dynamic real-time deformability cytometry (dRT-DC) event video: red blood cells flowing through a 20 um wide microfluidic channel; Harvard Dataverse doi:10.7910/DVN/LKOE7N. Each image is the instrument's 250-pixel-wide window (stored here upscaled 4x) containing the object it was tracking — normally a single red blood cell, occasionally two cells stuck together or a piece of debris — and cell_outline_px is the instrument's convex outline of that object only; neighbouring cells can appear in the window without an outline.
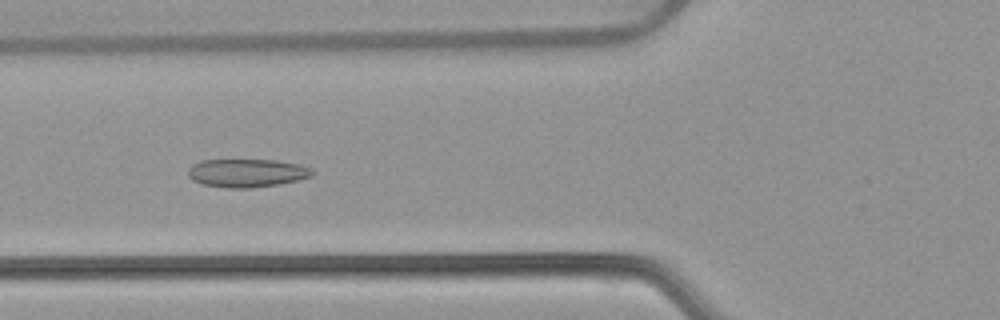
{"species": "common noctule bat (a hibernating species)", "species_latin": "Nyctalus noctula", "temperature_condition": "warm", "stored_images_in_passage": 54, "camera_frame_rate_fps": 3000, "um_per_image_px": 0.085, "animal": {"sex": "female", "body_mass_g": 22.7, "forearm_length_mm": 54.2}, "frame": {"image": 1, "passage_image": 20, "time_ms": 6.333, "image_size_px": [1000, 320], "cell_outline_px": [[316, 172], [312, 176], [300, 180], [276, 184], [248, 188], [228, 188], [204, 184], [192, 180], [188, 176], [188, 168], [192, 164], [200, 160], [276, 160], [300, 164], [312, 168]], "centroid_in_image_um": [21.01, 14.69], "position_along_channel_um": 104.8, "area_um2": 20.58}}
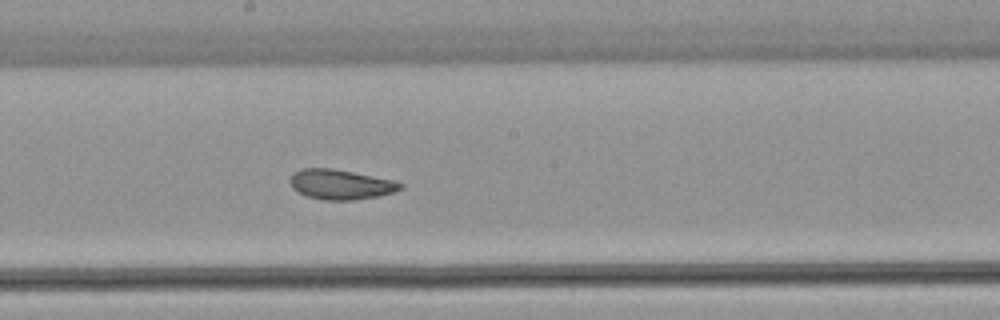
{"frame": {"image": 2, "passage_image": 29, "time_ms": 9.333, "image_size_px": [1000, 320], "cell_outline_px": [[404, 188], [380, 196], [352, 200], [324, 200], [308, 196], [296, 192], [292, 188], [288, 180], [300, 168], [332, 168], [396, 180], [404, 184]], "centroid_in_image_um": [28.97, 15.67], "position_along_channel_um": 219.2, "area_um2": 19.42}}
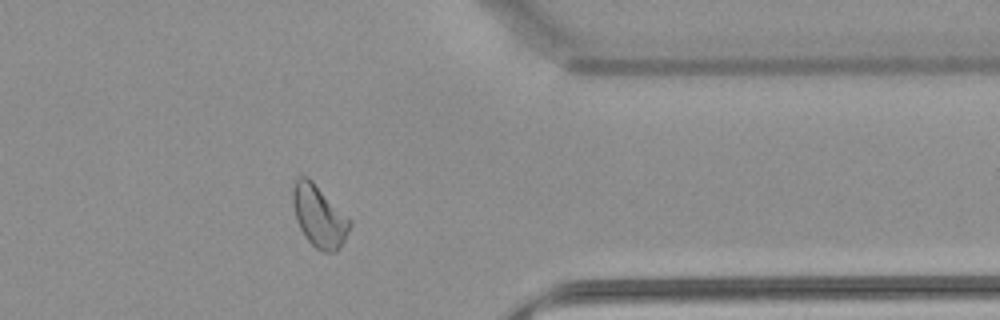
{"frame": {"image": 3, "passage_image": 43, "time_ms": 14.0, "image_size_px": [1000, 320], "cell_outline_px": [[352, 224], [340, 248], [336, 252], [324, 252], [316, 248], [304, 236], [296, 220], [292, 204], [292, 188], [296, 180], [300, 176], [308, 176], [352, 220]], "centroid_in_image_um": [27.12, 18.37], "position_along_channel_um": 384.3, "area_um2": 20.69}, "authors_computed_cell_mechanics": {"area_um2": 21.097, "velocity_mm_per_s": 3.8134, "shape_relaxation_time_tau1_ms": null, "shape_relaxation_time_tau2_ms": 2.9264, "deformation_change_tau1": null, "deformation_change_tau2": 0.0743}}